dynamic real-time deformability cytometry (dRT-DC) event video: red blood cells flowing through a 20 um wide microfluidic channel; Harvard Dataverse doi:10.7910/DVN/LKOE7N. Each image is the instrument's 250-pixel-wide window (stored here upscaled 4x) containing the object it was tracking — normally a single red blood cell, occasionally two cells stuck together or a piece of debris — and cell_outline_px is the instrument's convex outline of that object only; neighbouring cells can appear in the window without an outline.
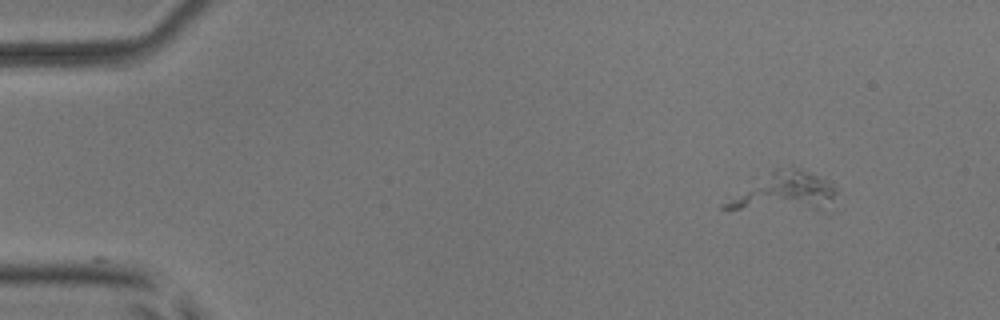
{"species": "common noctule bat (a hibernating species)", "species_latin": "Nyctalus noctula", "temperature_condition": "room temperature", "stored_images_in_passage": 5, "camera_frame_rate_fps": 3000, "um_per_image_px": 0.085, "animal": {"sex": "male", "body_mass_g": 17.9, "forearm_length_mm": 54.2}, "frame": {"image": 1, "passage_image": 5, "time_ms": 5.667, "image_size_px": [1000, 320], "cell_outline_px": [[836, 192], [832, 212], [820, 212], [720, 208], [720, 204], [776, 168], [800, 168], [824, 180], [836, 188]], "centroid_in_image_um": [66.78, 16.41], "position_along_channel_um": 18.2, "area_um2": 25.43}}